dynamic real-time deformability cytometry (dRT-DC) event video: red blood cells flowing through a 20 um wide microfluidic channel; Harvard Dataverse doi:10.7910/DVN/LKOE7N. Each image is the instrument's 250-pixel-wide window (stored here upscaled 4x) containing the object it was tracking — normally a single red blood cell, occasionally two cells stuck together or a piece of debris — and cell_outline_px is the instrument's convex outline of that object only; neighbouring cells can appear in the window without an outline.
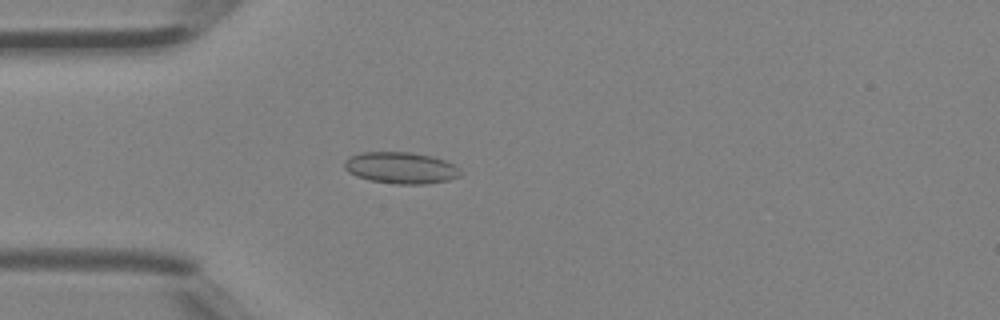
{"species": "Egyptian fruit bat (a non-hibernating species)", "species_latin": "Rousettus aegyptiacus", "temperature_condition": "room temperature", "stored_images_in_passage": 44, "camera_frame_rate_fps": 3000, "um_per_image_px": 0.085, "animal": {"sex": "female"}, "frame": {"image": 1, "passage_image": 12, "time_ms": 3.667, "image_size_px": [1000, 320], "cell_outline_px": [[460, 176], [448, 180], [424, 184], [396, 184], [368, 180], [356, 176], [348, 172], [344, 168], [344, 160], [348, 156], [360, 152], [412, 152], [432, 156], [444, 160], [460, 168]], "centroid_in_image_um": [34.03, 14.26], "position_along_channel_um": 51.0, "area_um2": 21.5}}
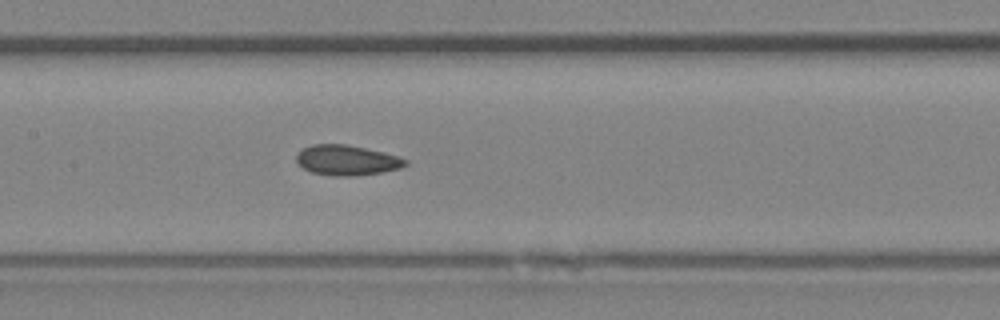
{"frame": {"image": 2, "passage_image": 21, "time_ms": 6.667, "image_size_px": [1000, 320], "cell_outline_px": [[408, 164], [400, 168], [380, 172], [352, 176], [332, 176], [312, 172], [304, 168], [296, 160], [296, 152], [312, 144], [344, 144], [364, 148], [400, 156], [408, 160]], "centroid_in_image_um": [29.48, 13.61], "position_along_channel_um": 177.9, "area_um2": 19.07}}
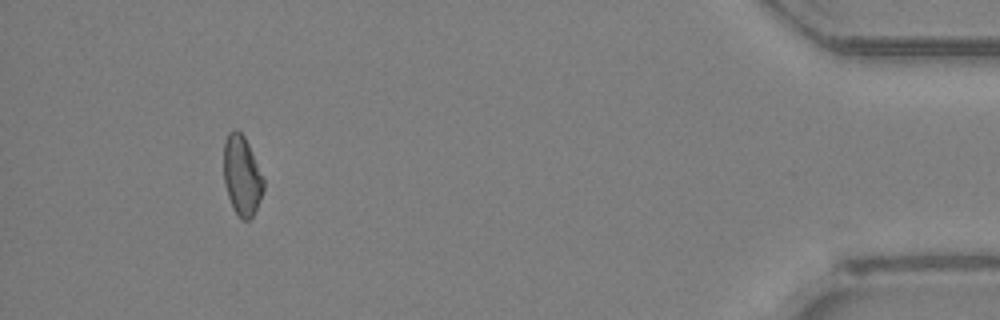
{"frame": {"image": 3, "passage_image": 41, "time_ms": 13.333, "image_size_px": [1000, 320], "cell_outline_px": [[264, 188], [260, 200], [252, 216], [248, 220], [240, 220], [232, 208], [224, 184], [224, 144], [228, 132], [236, 128], [244, 136], [248, 144], [264, 180]], "centroid_in_image_um": [20.54, 14.95], "position_along_channel_um": 414.7, "area_um2": 18.44}, "authors_computed_cell_mechanics": {"area_um2": 18.9006, "velocity_mm_per_s": 4.5575, "shape_relaxation_time_tau1_ms": 6.0781, "shape_relaxation_time_tau2_ms": 3.8431, "deformation_change_tau1": 0.093, "deformation_change_tau2": 0.1018}}